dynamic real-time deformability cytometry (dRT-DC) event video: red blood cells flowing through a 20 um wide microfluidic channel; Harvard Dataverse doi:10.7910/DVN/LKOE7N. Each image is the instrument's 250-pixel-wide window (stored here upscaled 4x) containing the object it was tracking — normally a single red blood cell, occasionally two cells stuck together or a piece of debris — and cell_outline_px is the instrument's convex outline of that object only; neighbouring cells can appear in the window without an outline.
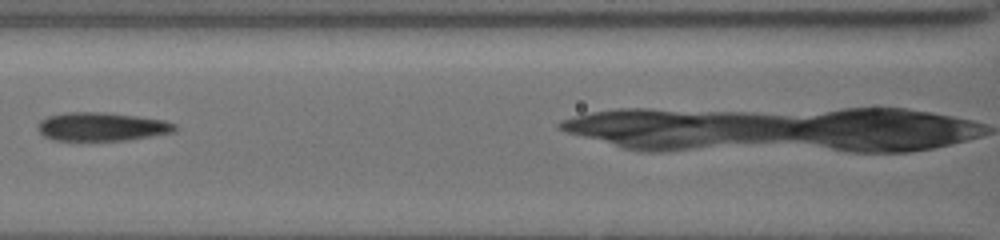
{"species": "common noctule bat (a hibernating species)", "species_latin": "Nyctalus noctula", "temperature_condition": "cold", "stored_images_in_passage": 7, "camera_frame_rate_fps": 3000, "um_per_image_px": 0.085, "animal": {"sex": "female", "body_mass_g": 19.5, "forearm_length_mm": 54.1}, "frame": {"image": 1, "passage_image": 4, "time_ms": 3.333, "image_size_px": [1000, 240], "cell_outline_px": [[176, 128], [172, 132], [128, 140], [56, 140], [44, 136], [40, 132], [40, 120], [48, 116], [68, 112], [104, 112], [136, 116], [164, 120], [176, 124]], "centroid_in_image_um": [8.66, 10.76], "position_along_channel_um": 157.9, "area_um2": 22.43}}
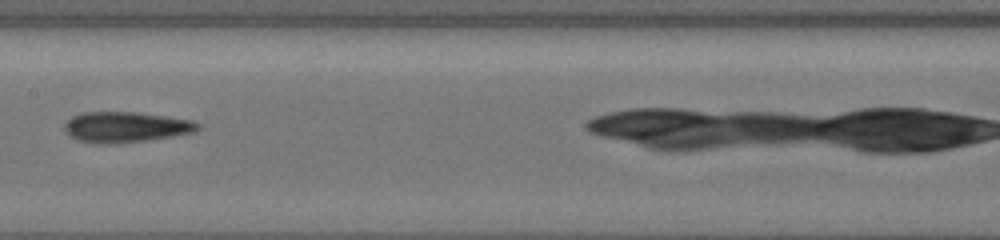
{"frame": {"image": 2, "passage_image": 5, "time_ms": 4.333, "image_size_px": [1000, 240], "cell_outline_px": [[200, 128], [196, 132], [144, 140], [108, 144], [96, 144], [80, 140], [72, 136], [64, 128], [64, 124], [72, 116], [84, 112], [140, 112], [192, 120], [200, 124]], "centroid_in_image_um": [10.71, 10.78], "position_along_channel_um": 196.7, "area_um2": 23.52}}